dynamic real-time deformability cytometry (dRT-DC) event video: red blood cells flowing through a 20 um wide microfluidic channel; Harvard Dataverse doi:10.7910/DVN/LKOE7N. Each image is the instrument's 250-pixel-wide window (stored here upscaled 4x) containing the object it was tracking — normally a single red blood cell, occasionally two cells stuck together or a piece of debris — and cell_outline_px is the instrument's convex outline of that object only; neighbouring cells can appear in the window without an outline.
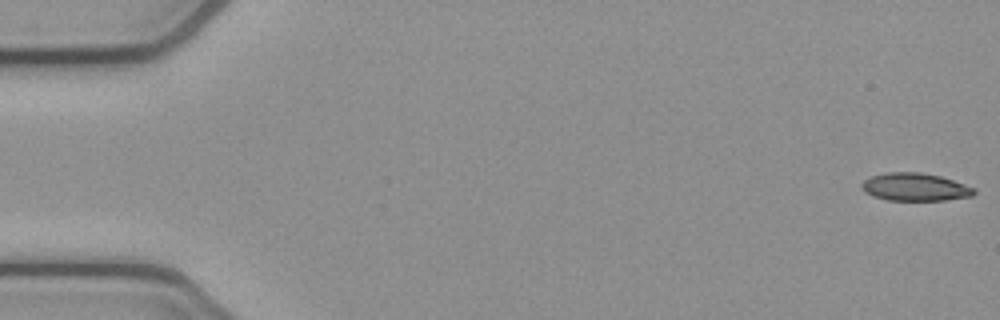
{"species": "common noctule bat (a hibernating species)", "species_latin": "Nyctalus noctula", "temperature_condition": "cold", "stored_images_in_passage": 51, "camera_frame_rate_fps": 3000, "um_per_image_px": 0.085, "animal": {"sex": "female", "body_mass_g": 21.9}, "frame": {"image": 1, "passage_image": 1, "time_ms": 0.0, "image_size_px": [1000, 320], "cell_outline_px": [[976, 192], [972, 196], [944, 200], [888, 200], [872, 196], [864, 192], [860, 188], [860, 184], [864, 180], [872, 176], [884, 172], [924, 172], [940, 176], [976, 188]], "centroid_in_image_um": [77.75, 15.89], "position_along_channel_um": 7.3, "area_um2": 18.38}}
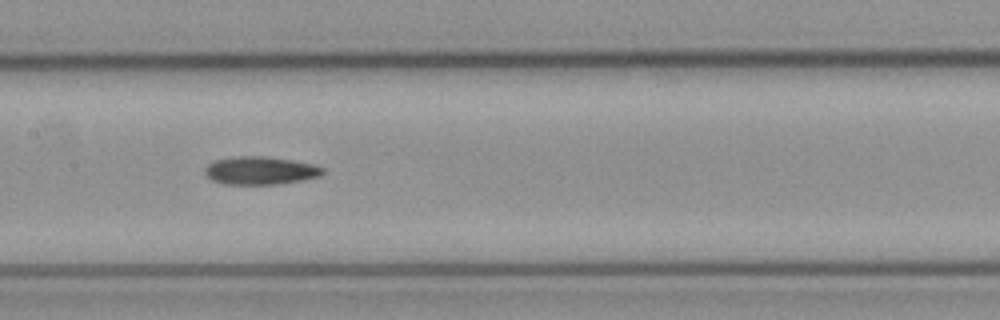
{"frame": {"image": 2, "passage_image": 26, "time_ms": 8.333, "image_size_px": [1000, 320], "cell_outline_px": [[324, 172], [320, 176], [280, 184], [224, 184], [212, 180], [204, 172], [204, 168], [208, 164], [216, 160], [236, 156], [264, 156], [292, 160], [312, 164], [324, 168]], "centroid_in_image_um": [22.11, 14.49], "position_along_channel_um": 185.3, "area_um2": 19.13}}
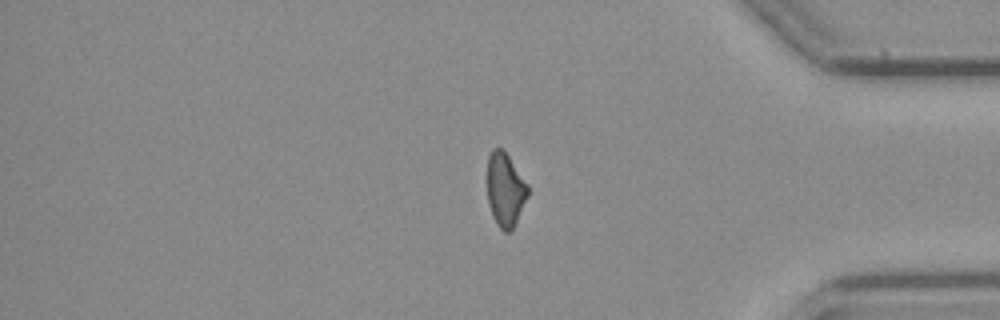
{"frame": {"image": 3, "passage_image": 44, "time_ms": 14.333, "image_size_px": [1000, 320], "cell_outline_px": [[528, 196], [512, 228], [508, 232], [504, 232], [496, 224], [492, 216], [488, 204], [488, 156], [492, 148], [504, 148], [528, 184]], "centroid_in_image_um": [42.94, 16.08], "position_along_channel_um": 392.3, "area_um2": 17.46}, "authors_computed_cell_mechanics": {"area_um2": 18.8428, "velocity_mm_per_s": 3.8716, "shape_relaxation_time_tau1_ms": 7.6594, "shape_relaxation_time_tau2_ms": 4.9101, "deformation_change_tau1": 0.1796, "deformation_change_tau2": 0.1357}}